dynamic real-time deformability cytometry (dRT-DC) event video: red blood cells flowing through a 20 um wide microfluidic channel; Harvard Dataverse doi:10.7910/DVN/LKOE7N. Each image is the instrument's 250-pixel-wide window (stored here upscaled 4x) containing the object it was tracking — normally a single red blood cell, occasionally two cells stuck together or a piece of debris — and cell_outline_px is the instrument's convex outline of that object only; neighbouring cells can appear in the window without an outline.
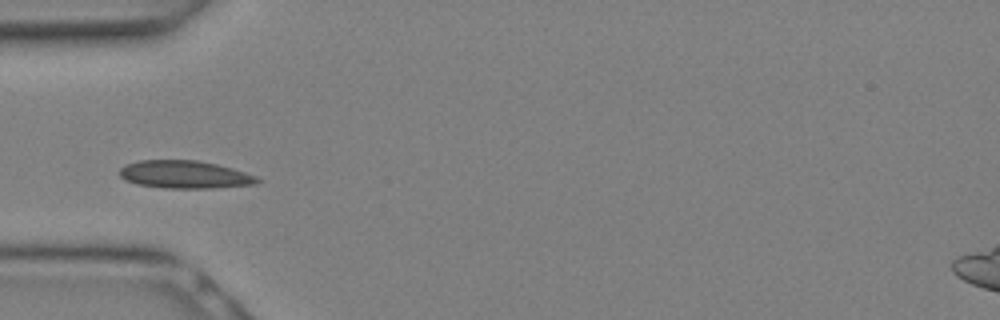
{"species": "Egyptian fruit bat (a non-hibernating species)", "species_latin": "Rousettus aegyptiacus", "temperature_condition": "warm", "stored_images_in_passage": 9, "camera_frame_rate_fps": 3000, "um_per_image_px": 0.085, "animal": {"sex": "female"}, "frame": {"image": 1, "passage_image": 6, "time_ms": 1.667, "image_size_px": [1000, 320], "cell_outline_px": [[260, 180], [256, 184], [212, 188], [164, 188], [136, 184], [124, 180], [120, 176], [120, 168], [124, 164], [140, 160], [196, 160], [216, 164], [232, 168], [256, 176]], "centroid_in_image_um": [15.66, 14.83], "position_along_channel_um": 69.3, "area_um2": 22.31}}
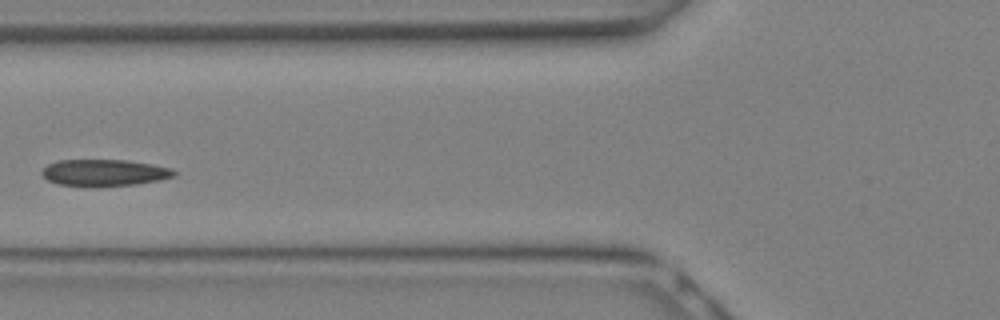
{"frame": {"image": 2, "passage_image": 8, "time_ms": 2.333, "image_size_px": [1000, 320], "cell_outline_px": [[176, 176], [160, 180], [136, 184], [60, 184], [48, 180], [40, 172], [48, 164], [60, 160], [128, 160], [152, 164], [172, 168], [176, 172]], "centroid_in_image_um": [8.93, 14.64], "position_along_channel_um": 116.9, "area_um2": 19.77}}